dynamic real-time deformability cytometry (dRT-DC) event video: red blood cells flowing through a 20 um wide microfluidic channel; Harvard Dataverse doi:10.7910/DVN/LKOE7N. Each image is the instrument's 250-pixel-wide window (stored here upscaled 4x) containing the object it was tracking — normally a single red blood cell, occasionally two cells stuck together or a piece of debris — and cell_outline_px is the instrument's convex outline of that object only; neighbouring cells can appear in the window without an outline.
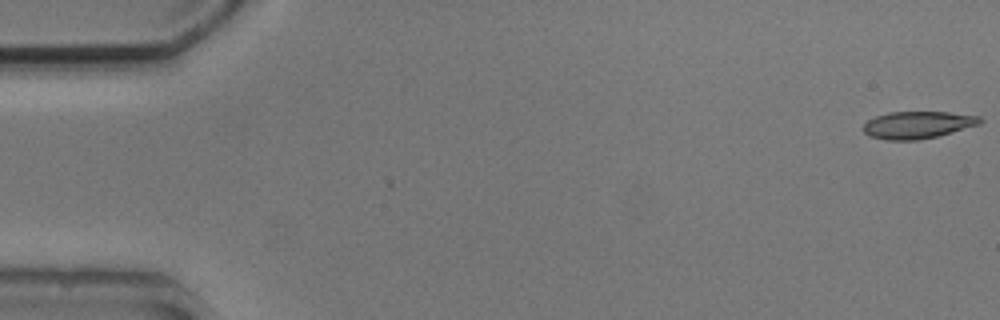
{"species": "common noctule bat (a hibernating species)", "species_latin": "Nyctalus noctula", "temperature_condition": "cold", "stored_images_in_passage": 5, "camera_frame_rate_fps": 3000, "um_per_image_px": 0.085, "animal": {"sex": "male", "body_mass_g": 20.5, "forearm_length_mm": 52.5}, "frame": {"image": 1, "passage_image": 1, "time_ms": 0.0, "image_size_px": [1000, 320], "cell_outline_px": [[984, 120], [980, 124], [936, 136], [916, 140], [888, 140], [868, 136], [864, 132], [864, 124], [868, 120], [876, 116], [888, 112], [948, 112], [980, 116]], "centroid_in_image_um": [77.99, 10.61], "position_along_channel_um": 7.0, "area_um2": 18.38}}
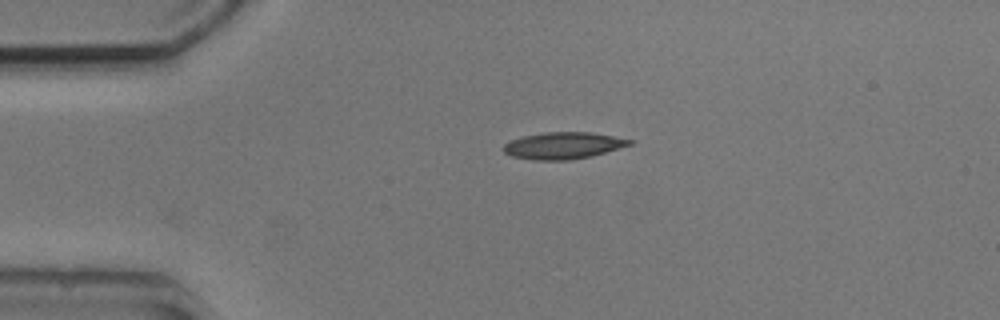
{"frame": {"image": 2, "passage_image": 4, "time_ms": 3.667, "image_size_px": [1000, 320], "cell_outline_px": [[636, 140], [632, 144], [592, 156], [568, 160], [532, 160], [512, 156], [504, 152], [504, 144], [508, 140], [524, 136], [544, 132], [592, 132]], "centroid_in_image_um": [47.88, 12.36], "position_along_channel_um": 37.1, "area_um2": 19.77}}